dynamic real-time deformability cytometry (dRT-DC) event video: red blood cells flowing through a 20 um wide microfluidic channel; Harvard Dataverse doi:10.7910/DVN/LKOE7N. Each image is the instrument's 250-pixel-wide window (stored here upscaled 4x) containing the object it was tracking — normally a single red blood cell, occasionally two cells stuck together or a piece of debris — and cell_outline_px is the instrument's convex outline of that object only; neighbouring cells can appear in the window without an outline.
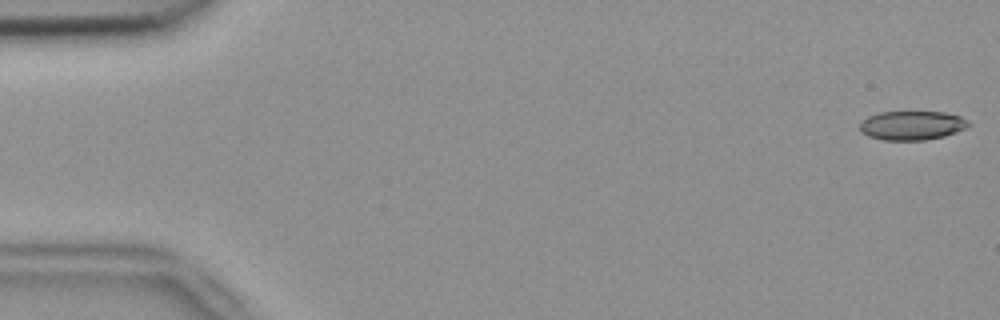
{"species": "common noctule bat (a hibernating species)", "species_latin": "Nyctalus noctula", "temperature_condition": "room temperature", "stored_images_in_passage": 12, "camera_frame_rate_fps": 3000, "um_per_image_px": 0.085, "animal": {"sex": "female", "body_mass_g": 18.4}, "frame": {"image": 1, "passage_image": 1, "time_ms": 0.0, "image_size_px": [1000, 320], "cell_outline_px": [[972, 124], [968, 128], [944, 136], [924, 140], [884, 140], [868, 136], [860, 132], [860, 124], [868, 116], [880, 112], [944, 112], [960, 116], [968, 120]], "centroid_in_image_um": [77.55, 10.66], "position_along_channel_um": 7.5, "area_um2": 18.5}}